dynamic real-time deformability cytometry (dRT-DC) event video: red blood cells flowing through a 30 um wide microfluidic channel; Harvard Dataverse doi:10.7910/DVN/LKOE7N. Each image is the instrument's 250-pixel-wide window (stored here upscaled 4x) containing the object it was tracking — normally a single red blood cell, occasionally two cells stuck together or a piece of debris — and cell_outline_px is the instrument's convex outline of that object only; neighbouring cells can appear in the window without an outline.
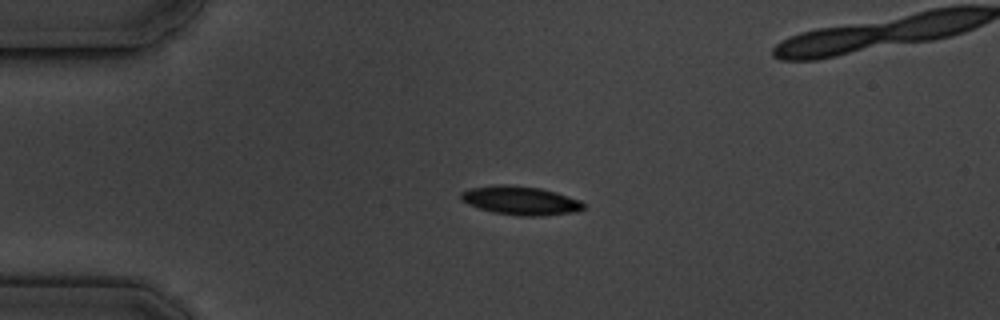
{"species": "common noctule bat (a hibernating species)", "species_latin": "Nyctalus noctula", "temperature_condition": "cold", "stored_images_in_passage": 6, "camera_frame_rate_fps": 3000, "um_per_image_px": 0.085, "animal": {"sex": "male", "body_mass_g": 19.5, "forearm_length_mm": 54.6}, "frame": {"image": 1, "passage_image": 4, "time_ms": 3.667, "image_size_px": [1000, 320], "cell_outline_px": [[588, 204], [584, 208], [572, 212], [540, 216], [520, 216], [496, 212], [480, 208], [468, 204], [460, 200], [460, 192], [468, 188], [496, 184], [504, 184], [540, 188], [556, 192], [580, 200]], "centroid_in_image_um": [44.23, 17.03], "position_along_channel_um": 40.8, "area_um2": 20.52}}